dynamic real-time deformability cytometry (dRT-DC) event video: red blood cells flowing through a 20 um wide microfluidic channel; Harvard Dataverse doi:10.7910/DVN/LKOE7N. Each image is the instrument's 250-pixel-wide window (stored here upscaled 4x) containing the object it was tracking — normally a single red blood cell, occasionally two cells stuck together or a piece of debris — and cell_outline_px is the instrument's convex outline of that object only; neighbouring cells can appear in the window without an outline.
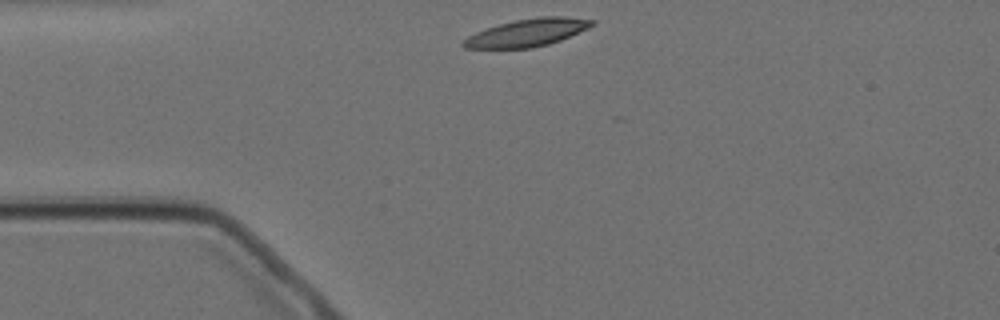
{"species": "Egyptian fruit bat (a non-hibernating species)", "species_latin": "Rousettus aegyptiacus", "temperature_condition": "cold", "stored_images_in_passage": 3, "camera_frame_rate_fps": 3000, "um_per_image_px": 0.085, "animal": {"sex": "female"}, "frame": {"image": 1, "passage_image": 1, "time_ms": 0.0, "image_size_px": [1000, 320], "cell_outline_px": [[596, 24], [588, 28], [560, 40], [548, 44], [532, 48], [464, 48], [460, 44], [468, 36], [476, 32], [496, 24], [516, 20], [540, 16], [564, 16], [596, 20]], "centroid_in_image_um": [44.82, 2.77], "position_along_channel_um": 40.2, "area_um2": 20.69}}
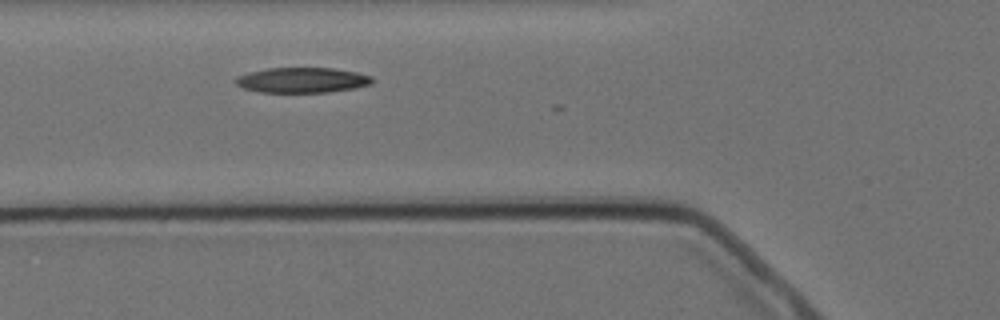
{"frame": {"image": 2, "passage_image": 3, "time_ms": 2.333, "image_size_px": [1000, 320], "cell_outline_px": [[372, 84], [352, 88], [328, 92], [260, 92], [244, 88], [236, 84], [232, 80], [236, 76], [248, 72], [268, 68], [332, 68], [356, 72], [372, 76]], "centroid_in_image_um": [25.63, 6.8], "position_along_channel_um": 100.2, "area_um2": 20.06}}